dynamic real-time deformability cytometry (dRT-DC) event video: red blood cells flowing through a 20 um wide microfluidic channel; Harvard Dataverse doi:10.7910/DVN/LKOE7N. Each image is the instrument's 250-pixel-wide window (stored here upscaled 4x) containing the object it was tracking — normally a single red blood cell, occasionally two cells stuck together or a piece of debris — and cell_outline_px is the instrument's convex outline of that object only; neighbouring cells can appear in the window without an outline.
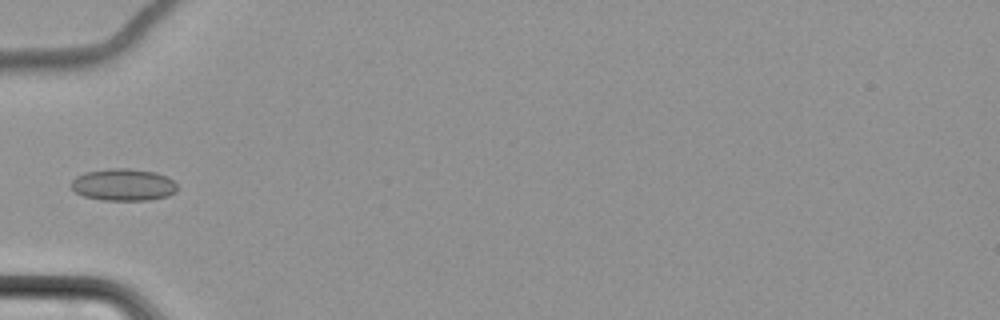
{"species": "common noctule bat (a hibernating species)", "species_latin": "Nyctalus noctula", "temperature_condition": "cold", "stored_images_in_passage": 7, "camera_frame_rate_fps": 3000, "um_per_image_px": 0.085, "animal": {"sex": "female", "body_mass_g": 22.7, "forearm_length_mm": 54.2}, "frame": {"image": 1, "passage_image": 7, "time_ms": 8.0, "image_size_px": [1000, 320], "cell_outline_px": [[176, 192], [168, 196], [148, 200], [104, 200], [84, 196], [76, 192], [72, 188], [72, 180], [76, 176], [84, 172], [108, 168], [128, 168], [156, 172], [168, 176], [176, 184]], "centroid_in_image_um": [10.5, 15.69], "position_along_channel_um": 74.5, "area_um2": 19.88}}